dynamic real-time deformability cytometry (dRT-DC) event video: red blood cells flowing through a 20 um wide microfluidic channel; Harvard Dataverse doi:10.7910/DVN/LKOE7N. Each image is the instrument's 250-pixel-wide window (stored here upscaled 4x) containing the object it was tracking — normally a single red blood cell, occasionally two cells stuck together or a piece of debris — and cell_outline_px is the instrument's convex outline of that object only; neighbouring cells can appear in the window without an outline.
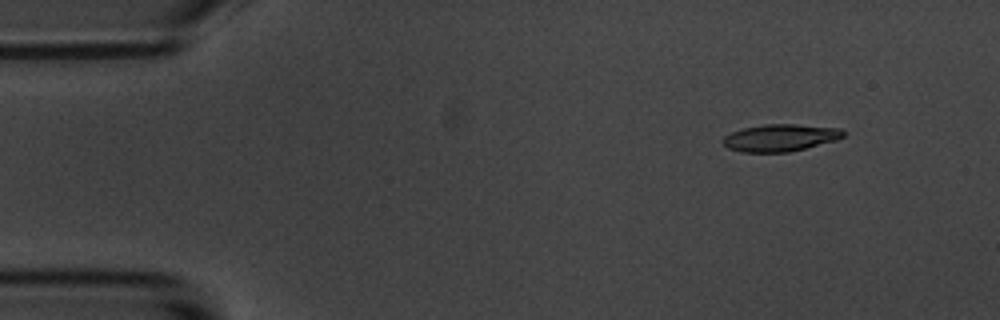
{"species": "common noctule bat (a hibernating species)", "species_latin": "Nyctalus noctula", "temperature_condition": "room temperature", "stored_images_in_passage": 5, "segment_of_instrument_passage": [1, 2], "camera_frame_rate_fps": 3000, "um_per_image_px": 0.085, "animal": {"sex": "male", "body_mass_g": 20.1, "forearm_length_mm": 53.5}, "frame": {"image": 1, "passage_image": 1, "time_ms": 0.0, "image_size_px": [1000, 320], "cell_outline_px": [[848, 132], [844, 136], [836, 140], [788, 152], [740, 152], [728, 148], [724, 144], [724, 136], [732, 132], [744, 128], [764, 124], [796, 124], [840, 128]], "centroid_in_image_um": [66.35, 11.7], "position_along_channel_um": 18.6, "area_um2": 18.96}}